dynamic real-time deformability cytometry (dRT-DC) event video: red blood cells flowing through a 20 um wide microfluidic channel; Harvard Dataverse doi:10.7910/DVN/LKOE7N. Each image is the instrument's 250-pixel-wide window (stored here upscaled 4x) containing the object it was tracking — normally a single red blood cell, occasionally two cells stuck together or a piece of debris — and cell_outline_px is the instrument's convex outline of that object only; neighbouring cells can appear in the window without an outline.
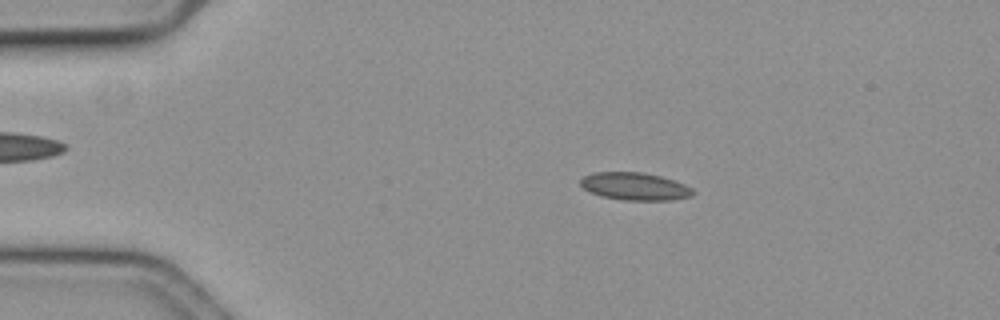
{"species": "common noctule bat (a hibernating species)", "species_latin": "Nyctalus noctula", "temperature_condition": "cold", "stored_images_in_passage": 57, "camera_frame_rate_fps": 3000, "um_per_image_px": 0.085, "animal": {"sex": "female", "body_mass_g": 19.3, "forearm_length_mm": 54.1}, "frame": {"image": 1, "passage_image": 11, "time_ms": 3.333, "image_size_px": [1000, 320], "cell_outline_px": [[696, 192], [692, 196], [672, 200], [624, 200], [600, 196], [588, 192], [580, 184], [580, 180], [584, 176], [592, 172], [644, 172], [660, 176], [684, 184], [692, 188]], "centroid_in_image_um": [53.95, 15.84], "position_along_channel_um": 31.0, "area_um2": 18.21}}
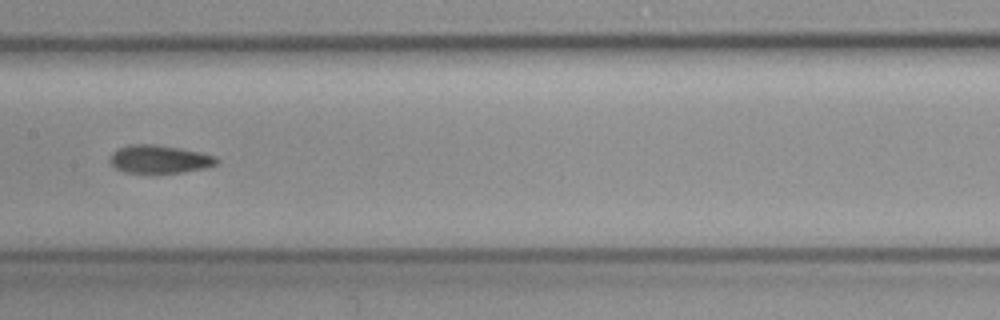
{"frame": {"image": 2, "passage_image": 29, "time_ms": 9.333, "image_size_px": [1000, 320], "cell_outline_px": [[220, 160], [216, 164], [204, 168], [184, 172], [156, 176], [124, 172], [108, 164], [108, 160], [112, 152], [116, 148], [128, 144], [152, 144], [180, 148], [200, 152], [216, 156]], "centroid_in_image_um": [13.49, 13.57], "position_along_channel_um": 193.9, "area_um2": 18.44}}
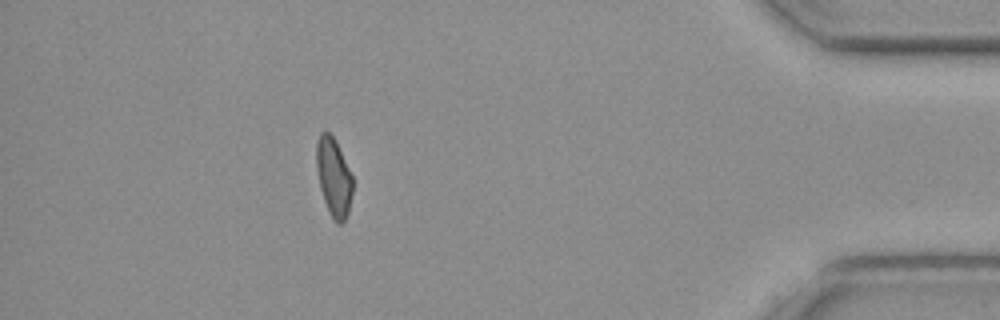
{"frame": {"image": 3, "passage_image": 51, "time_ms": 16.667, "image_size_px": [1000, 320], "cell_outline_px": [[352, 192], [348, 212], [344, 220], [340, 224], [336, 224], [332, 220], [324, 200], [320, 188], [316, 168], [316, 144], [320, 132], [328, 132], [332, 136], [352, 176]], "centroid_in_image_um": [28.34, 15.1], "position_along_channel_um": 406.9, "area_um2": 16.24}, "authors_computed_cell_mechanics": {"area_um2": 17.629, "velocity_mm_per_s": 3.6215, "shape_relaxation_time_tau1_ms": 3.6862, "shape_relaxation_time_tau2_ms": 3.8409, "deformation_change_tau1": 0.1002, "deformation_change_tau2": 0.0857}}